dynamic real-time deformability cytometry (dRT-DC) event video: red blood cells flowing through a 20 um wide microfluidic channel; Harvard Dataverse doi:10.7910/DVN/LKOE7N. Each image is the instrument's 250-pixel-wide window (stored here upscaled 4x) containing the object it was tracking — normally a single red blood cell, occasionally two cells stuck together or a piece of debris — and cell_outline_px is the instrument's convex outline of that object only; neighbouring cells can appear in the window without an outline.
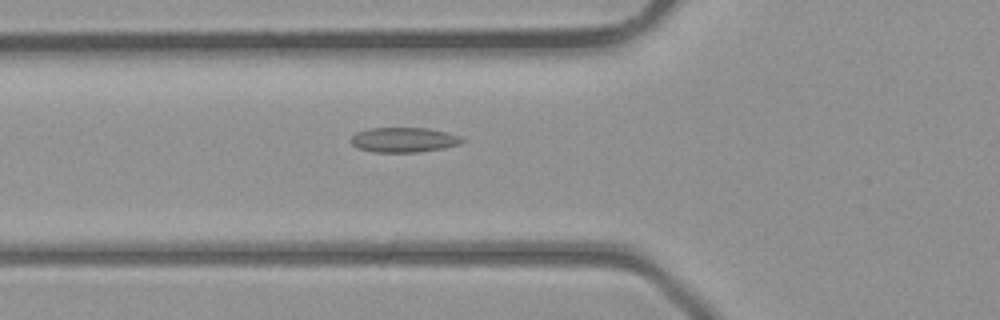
{"species": "common noctule bat (a hibernating species)", "species_latin": "Nyctalus noctula", "temperature_condition": "room temperature", "stored_images_in_passage": 27, "camera_frame_rate_fps": 3000, "um_per_image_px": 0.085, "animal": {"sex": "male", "body_mass_g": 23.1, "forearm_length_mm": 52.7}, "frame": {"image": 1, "passage_image": 3, "time_ms": 0.667, "image_size_px": [1000, 320], "cell_outline_px": [[464, 140], [460, 144], [444, 148], [416, 152], [372, 152], [356, 148], [348, 140], [356, 132], [368, 128], [428, 128], [448, 132], [460, 136]], "centroid_in_image_um": [34.28, 11.88], "position_along_channel_um": 91.5, "area_um2": 16.3}}
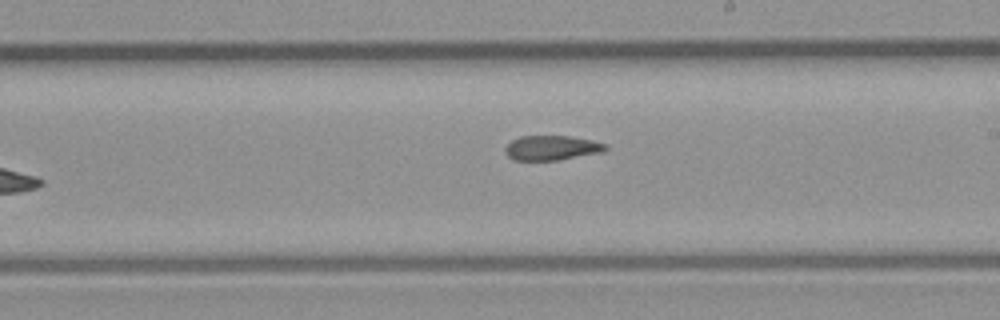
{"frame": {"image": 2, "passage_image": 12, "time_ms": 3.667, "image_size_px": [1000, 320], "cell_outline_px": [[608, 148], [604, 152], [556, 160], [516, 160], [508, 156], [504, 152], [504, 148], [512, 140], [520, 136], [568, 136], [592, 140], [608, 144]], "centroid_in_image_um": [46.92, 12.56], "position_along_channel_um": 242.1, "area_um2": 14.45}}
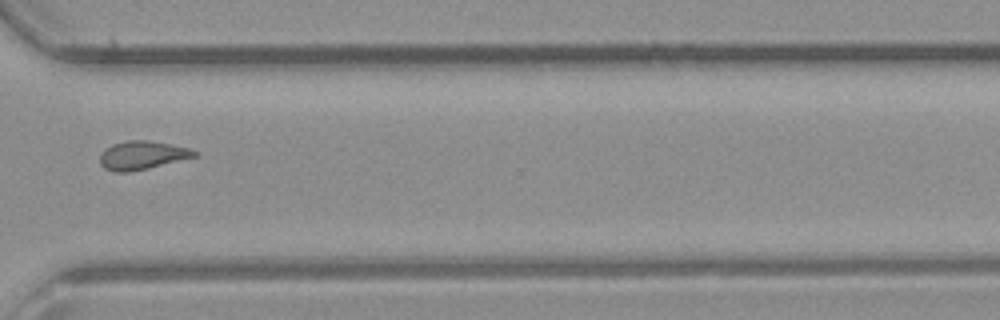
{"frame": {"image": 3, "passage_image": 19, "time_ms": 6.0, "image_size_px": [1000, 320], "cell_outline_px": [[200, 152], [196, 156], [148, 168], [128, 172], [116, 172], [104, 168], [100, 164], [100, 156], [104, 148], [112, 144], [128, 140], [148, 140], [188, 148]], "centroid_in_image_um": [12.05, 13.19], "position_along_channel_um": 358.5, "area_um2": 15.55}}